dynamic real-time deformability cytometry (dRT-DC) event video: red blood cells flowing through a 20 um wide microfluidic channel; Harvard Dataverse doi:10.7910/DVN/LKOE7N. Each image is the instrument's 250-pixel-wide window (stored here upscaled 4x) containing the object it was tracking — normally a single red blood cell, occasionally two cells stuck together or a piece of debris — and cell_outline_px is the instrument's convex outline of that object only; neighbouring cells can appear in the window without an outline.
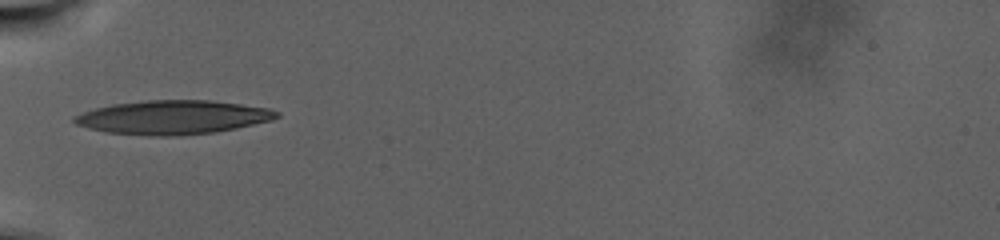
{"species": "human", "species_latin": "Homo sapiens", "temperature_condition": "warm", "stored_images_in_passage": 32, "camera_frame_rate_fps": 3000, "um_per_image_px": 0.085, "donor": {"sex": "male"}, "frame": {"image": 1, "passage_image": 1, "time_ms": 0.0, "image_size_px": [1000, 240], "cell_outline_px": [[280, 116], [272, 120], [236, 128], [212, 132], [176, 136], [148, 136], [104, 132], [88, 128], [76, 124], [72, 120], [72, 116], [96, 108], [112, 104], [148, 100], [208, 100], [240, 104], [268, 108], [280, 112]], "centroid_in_image_um": [14.67, 9.97], "position_along_channel_um": 70.3, "area_um2": 39.94}}
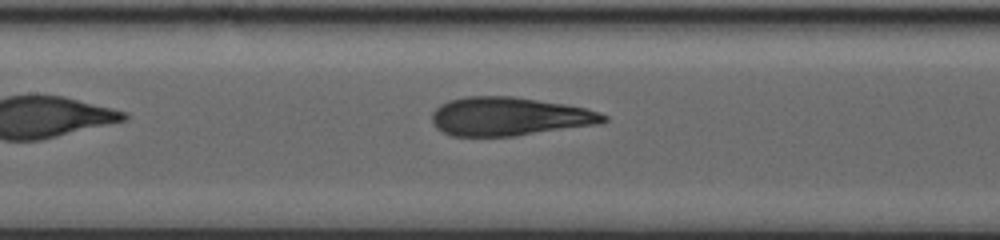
{"frame": {"image": 2, "passage_image": 14, "time_ms": 4.333, "image_size_px": [1000, 240], "cell_outline_px": [[608, 120], [600, 124], [516, 136], [452, 136], [436, 128], [432, 124], [432, 112], [440, 104], [448, 100], [464, 96], [512, 96], [564, 104], [584, 108], [600, 112], [608, 116]], "centroid_in_image_um": [43.28, 9.9], "position_along_channel_um": 164.1, "area_um2": 38.78}}
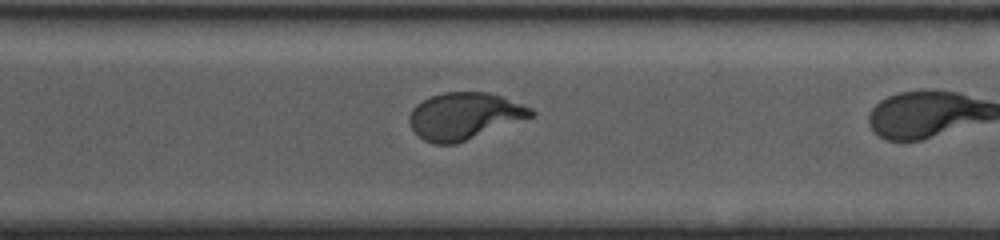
{"frame": {"image": 3, "passage_image": 31, "time_ms": 10.0, "image_size_px": [1000, 240], "cell_outline_px": [[536, 112], [532, 116], [456, 144], [436, 144], [424, 140], [412, 128], [408, 120], [408, 116], [412, 108], [416, 104], [432, 96], [444, 92], [488, 92], [500, 96], [532, 108]], "centroid_in_image_um": [39.44, 9.86], "position_along_channel_um": 331.2, "area_um2": 32.83}}